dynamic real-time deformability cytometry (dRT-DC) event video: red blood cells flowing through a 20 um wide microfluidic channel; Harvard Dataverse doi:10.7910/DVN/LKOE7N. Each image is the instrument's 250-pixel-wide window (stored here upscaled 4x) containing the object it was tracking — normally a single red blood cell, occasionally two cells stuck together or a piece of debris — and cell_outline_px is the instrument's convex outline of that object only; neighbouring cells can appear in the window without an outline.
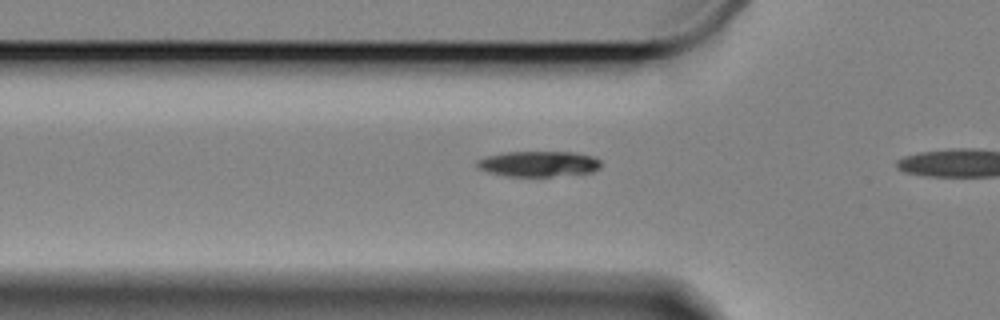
{"species": "Egyptian fruit bat (a non-hibernating species)", "species_latin": "Rousettus aegyptiacus", "temperature_condition": "cold", "stored_images_in_passage": 11, "camera_frame_rate_fps": 3000, "um_per_image_px": 0.085, "animal": {"sex": "female"}, "frame": {"image": 1, "passage_image": 10, "time_ms": 3.0, "image_size_px": [1000, 320], "cell_outline_px": [[600, 168], [592, 172], [548, 176], [508, 176], [488, 172], [480, 168], [476, 164], [476, 160], [484, 156], [504, 152], [572, 152], [592, 156], [600, 160]], "centroid_in_image_um": [45.75, 13.91], "position_along_channel_um": 80.1, "area_um2": 18.32}}